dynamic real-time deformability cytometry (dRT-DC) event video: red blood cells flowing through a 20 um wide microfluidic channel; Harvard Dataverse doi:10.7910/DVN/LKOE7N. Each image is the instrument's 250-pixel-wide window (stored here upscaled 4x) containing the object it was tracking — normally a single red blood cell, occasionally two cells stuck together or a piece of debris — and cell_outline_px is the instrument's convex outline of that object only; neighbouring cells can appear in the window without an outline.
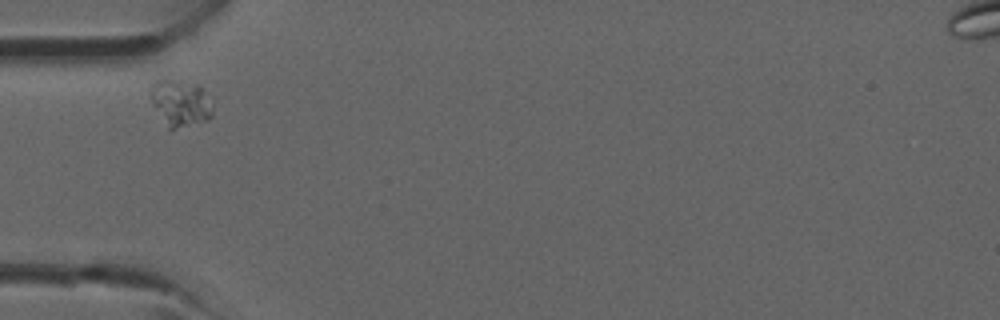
{"species": "common noctule bat (a hibernating species)", "species_latin": "Nyctalus noctula", "temperature_condition": "room temperature", "stored_images_in_passage": 1, "camera_frame_rate_fps": 3000, "um_per_image_px": 0.085, "animal": {"sex": "male", "forearm_length_mm": 52.5}, "frame": {"image": 1, "passage_image": 1, "time_ms": 0.0, "image_size_px": [1000, 320], "cell_outline_px": [[212, 116], [208, 120], [168, 132], [152, 104], [152, 92], [156, 84], [160, 80], [172, 80], [200, 84], [212, 108]], "centroid_in_image_um": [15.35, 8.84], "position_along_channel_um": 69.7, "area_um2": 16.7}}